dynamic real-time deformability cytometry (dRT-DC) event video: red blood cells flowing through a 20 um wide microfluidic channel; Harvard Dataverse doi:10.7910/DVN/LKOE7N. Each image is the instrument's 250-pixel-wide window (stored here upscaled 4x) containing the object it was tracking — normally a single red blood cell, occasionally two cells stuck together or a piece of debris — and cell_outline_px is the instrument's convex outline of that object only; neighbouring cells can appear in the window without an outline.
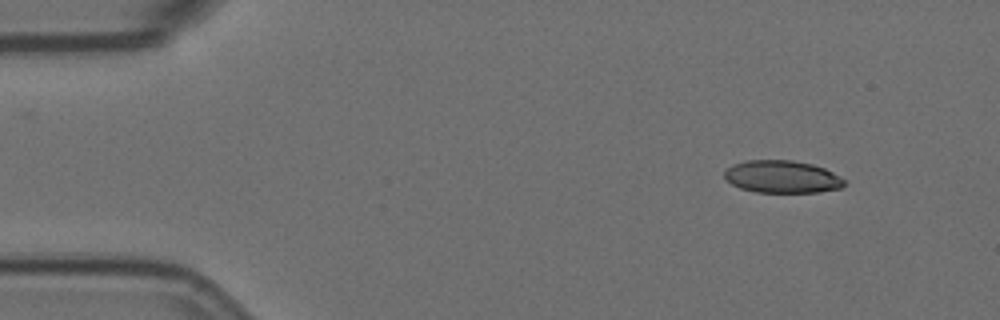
{"species": "Egyptian fruit bat (a non-hibernating species)", "species_latin": "Rousettus aegyptiacus", "temperature_condition": "room temperature", "stored_images_in_passage": 5, "camera_frame_rate_fps": 3000, "um_per_image_px": 0.085, "animal": {"sex": "female"}, "frame": {"image": 1, "passage_image": 1, "time_ms": 0.0, "image_size_px": [1000, 320], "cell_outline_px": [[844, 184], [840, 188], [820, 192], [756, 192], [740, 188], [732, 184], [724, 176], [724, 172], [732, 164], [748, 160], [792, 160], [812, 164], [824, 168], [832, 172], [844, 180]], "centroid_in_image_um": [66.46, 15.02], "position_along_channel_um": 18.5, "area_um2": 22.54}}
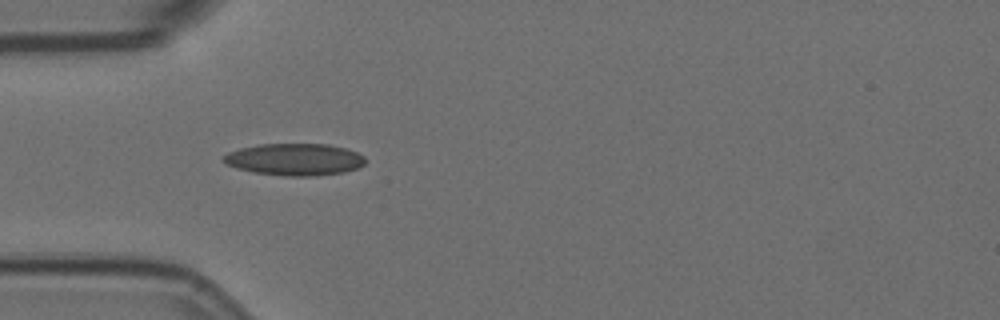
{"frame": {"image": 2, "passage_image": 4, "time_ms": 1.0, "image_size_px": [1000, 320], "cell_outline_px": [[364, 164], [356, 168], [344, 172], [316, 176], [284, 176], [256, 172], [236, 168], [224, 164], [224, 156], [228, 152], [240, 148], [260, 144], [328, 144], [344, 148], [356, 152], [364, 156]], "centroid_in_image_um": [25.03, 13.55], "position_along_channel_um": 60.0, "area_um2": 26.3}}
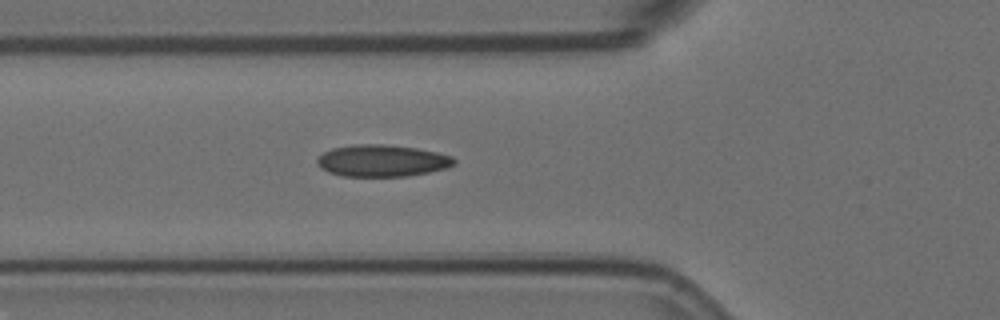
{"frame": {"image": 3, "passage_image": 5, "time_ms": 1.333, "image_size_px": [1000, 320], "cell_outline_px": [[456, 164], [444, 168], [428, 172], [408, 176], [344, 176], [328, 172], [320, 168], [316, 164], [316, 160], [324, 152], [332, 148], [352, 144], [384, 144], [416, 148], [436, 152], [452, 156], [456, 160]], "centroid_in_image_um": [32.45, 13.65], "position_along_channel_um": 93.3, "area_um2": 25.43}}